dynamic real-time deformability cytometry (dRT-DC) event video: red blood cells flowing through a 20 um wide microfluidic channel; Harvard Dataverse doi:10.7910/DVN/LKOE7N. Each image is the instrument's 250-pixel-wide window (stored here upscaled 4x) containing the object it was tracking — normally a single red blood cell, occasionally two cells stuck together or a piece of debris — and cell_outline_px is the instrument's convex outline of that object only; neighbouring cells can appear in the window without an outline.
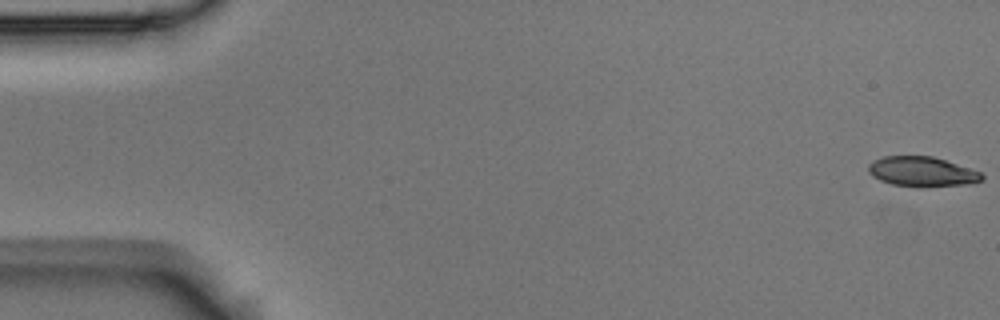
{"species": "Egyptian fruit bat (a non-hibernating species)", "species_latin": "Rousettus aegyptiacus", "temperature_condition": "room temperature", "stored_images_in_passage": 6, "camera_frame_rate_fps": 3000, "um_per_image_px": 0.085, "animal": {"sex": "male"}, "frame": {"image": 1, "passage_image": 1, "time_ms": 0.0, "image_size_px": [1000, 320], "cell_outline_px": [[984, 180], [968, 184], [892, 184], [880, 180], [872, 176], [868, 172], [868, 164], [872, 160], [884, 156], [932, 156], [980, 172], [984, 176]], "centroid_in_image_um": [78.31, 14.54], "position_along_channel_um": 6.7, "area_um2": 18.79}}